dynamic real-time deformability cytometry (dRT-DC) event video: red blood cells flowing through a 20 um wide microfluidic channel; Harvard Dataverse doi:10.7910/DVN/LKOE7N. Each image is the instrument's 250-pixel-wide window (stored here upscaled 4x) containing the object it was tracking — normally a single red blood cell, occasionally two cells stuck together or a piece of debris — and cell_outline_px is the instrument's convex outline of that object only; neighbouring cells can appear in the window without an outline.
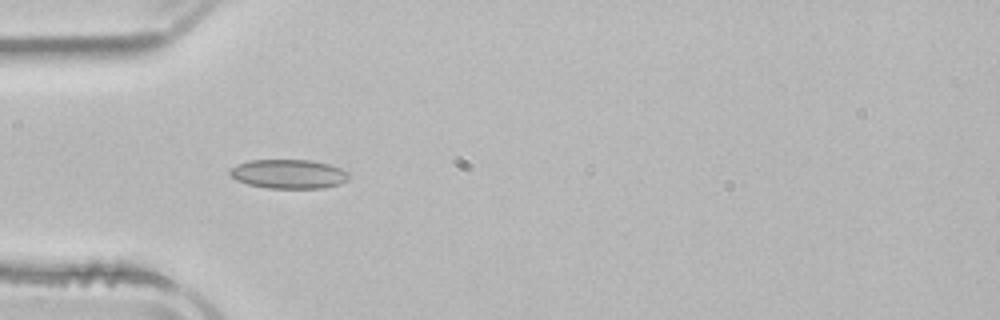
{"species": "common noctule bat (a hibernating species)", "species_latin": "Nyctalus noctula", "temperature_condition": "room temperature", "stored_images_in_passage": 3, "camera_frame_rate_fps": 3000, "um_per_image_px": 0.085, "animal": {"sex": "male", "body_mass_g": 21.5, "forearm_length_mm": 52.0}, "frame": {"image": 1, "passage_image": 2, "time_ms": 1.667, "image_size_px": [1000, 320], "cell_outline_px": [[348, 180], [340, 184], [324, 188], [268, 188], [248, 184], [236, 180], [228, 172], [236, 164], [248, 160], [312, 160], [328, 164], [340, 168], [348, 172]], "centroid_in_image_um": [24.53, 14.79], "position_along_channel_um": 60.5, "area_um2": 20.23}}
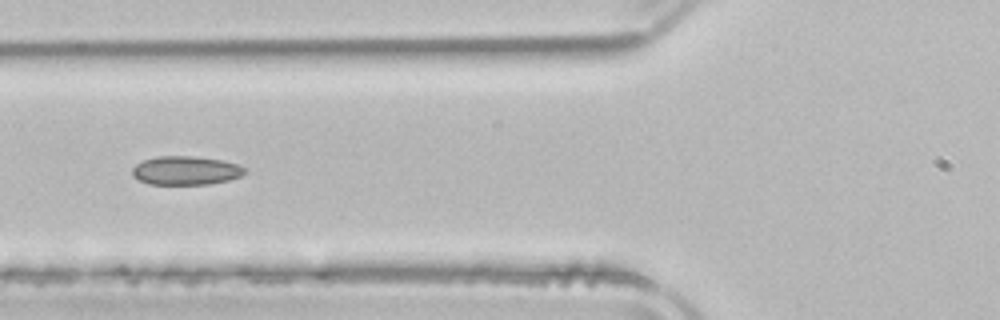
{"frame": {"image": 2, "passage_image": 3, "time_ms": 3.0, "image_size_px": [1000, 320], "cell_outline_px": [[244, 172], [240, 176], [228, 180], [208, 184], [148, 184], [132, 176], [132, 168], [136, 164], [144, 160], [156, 156], [192, 156], [224, 160], [236, 164], [244, 168]], "centroid_in_image_um": [15.75, 14.49], "position_along_channel_um": 110.1, "area_um2": 18.73}}